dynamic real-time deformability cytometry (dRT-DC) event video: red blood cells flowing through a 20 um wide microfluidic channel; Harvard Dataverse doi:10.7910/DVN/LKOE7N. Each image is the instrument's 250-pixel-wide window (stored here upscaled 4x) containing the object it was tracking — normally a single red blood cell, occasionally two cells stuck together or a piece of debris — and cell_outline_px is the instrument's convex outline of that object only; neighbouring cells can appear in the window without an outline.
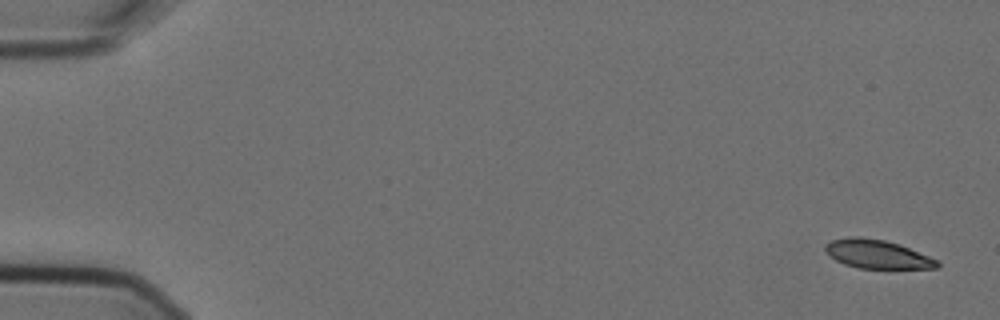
{"species": "Egyptian fruit bat (a non-hibernating species)", "species_latin": "Rousettus aegyptiacus", "temperature_condition": "cold", "stored_images_in_passage": 5, "camera_frame_rate_fps": 3000, "um_per_image_px": 0.085, "animal": {"sex": "female"}, "frame": {"image": 1, "passage_image": 1, "time_ms": 0.0, "image_size_px": [1000, 320], "cell_outline_px": [[940, 264], [936, 268], [860, 268], [844, 264], [836, 260], [824, 248], [824, 244], [832, 240], [848, 236], [860, 236], [884, 240], [900, 244], [940, 260]], "centroid_in_image_um": [74.59, 21.59], "position_along_channel_um": 10.4, "area_um2": 18.73}}